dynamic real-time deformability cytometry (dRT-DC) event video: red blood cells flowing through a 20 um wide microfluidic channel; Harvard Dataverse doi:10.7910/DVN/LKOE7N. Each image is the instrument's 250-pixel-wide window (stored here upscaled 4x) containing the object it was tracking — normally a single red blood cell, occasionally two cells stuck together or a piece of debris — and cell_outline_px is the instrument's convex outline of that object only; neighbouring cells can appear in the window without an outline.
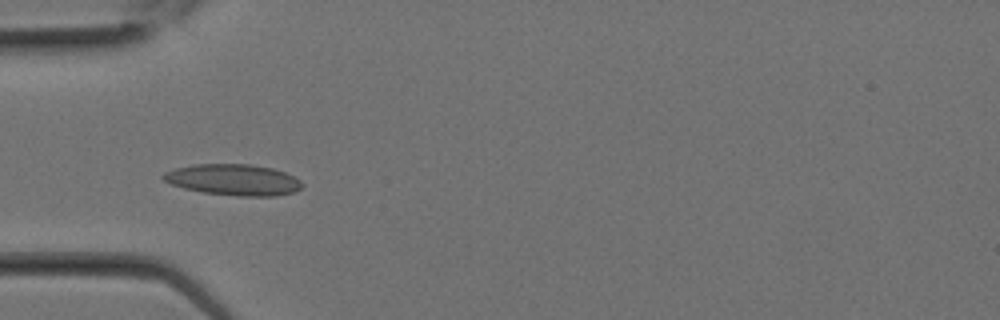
{"species": "Egyptian fruit bat (a non-hibernating species)", "species_latin": "Rousettus aegyptiacus", "temperature_condition": "room temperature", "stored_images_in_passage": 11, "camera_frame_rate_fps": 3000, "um_per_image_px": 0.085, "animal": {"sex": "female"}, "frame": {"image": 1, "passage_image": 9, "time_ms": 2.667, "image_size_px": [1000, 320], "cell_outline_px": [[304, 184], [300, 188], [292, 192], [276, 196], [240, 196], [204, 192], [184, 188], [172, 184], [164, 180], [160, 176], [164, 172], [176, 168], [196, 164], [248, 164], [272, 168], [284, 172], [300, 180]], "centroid_in_image_um": [19.83, 15.28], "position_along_channel_um": 65.2, "area_um2": 24.97}}
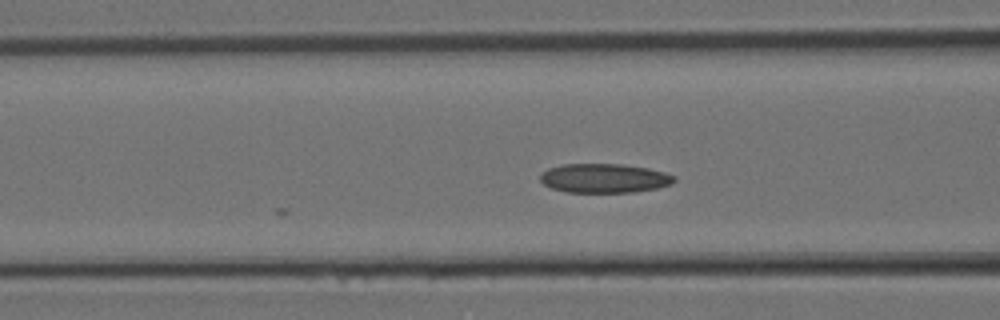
{"frame": {"image": 2, "passage_image": 11, "time_ms": 3.333, "image_size_px": [1000, 320], "cell_outline_px": [[676, 180], [672, 184], [656, 188], [632, 192], [568, 192], [552, 188], [544, 184], [540, 180], [540, 172], [548, 168], [564, 164], [624, 164], [648, 168], [664, 172], [676, 176]], "centroid_in_image_um": [51.36, 15.14], "position_along_channel_um": 115.2, "area_um2": 22.83}}